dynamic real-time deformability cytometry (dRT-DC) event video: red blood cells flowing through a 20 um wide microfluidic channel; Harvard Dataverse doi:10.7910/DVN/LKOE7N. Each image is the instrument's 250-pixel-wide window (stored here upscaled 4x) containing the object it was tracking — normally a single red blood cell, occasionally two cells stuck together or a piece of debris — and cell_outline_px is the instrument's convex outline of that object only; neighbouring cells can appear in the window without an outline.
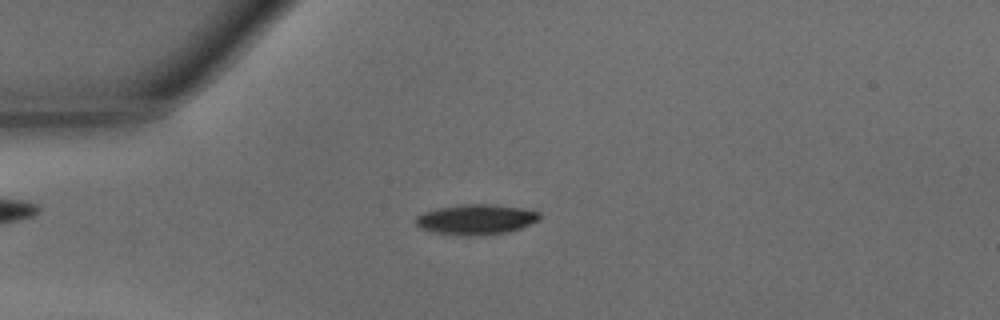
{"species": "common noctule bat (a hibernating species)", "species_latin": "Nyctalus noctula", "temperature_condition": "warm", "stored_images_in_passage": 43, "camera_frame_rate_fps": 3000, "um_per_image_px": 0.085, "animal": {"sex": "male", "body_mass_g": 15.6}, "frame": {"image": 1, "passage_image": 12, "time_ms": 3.667, "image_size_px": [1000, 320], "cell_outline_px": [[540, 220], [520, 228], [508, 232], [468, 236], [432, 232], [420, 228], [416, 224], [416, 216], [424, 212], [436, 208], [460, 204], [492, 204], [520, 208], [540, 212]], "centroid_in_image_um": [40.45, 18.64], "position_along_channel_um": 44.6, "area_um2": 21.79}}
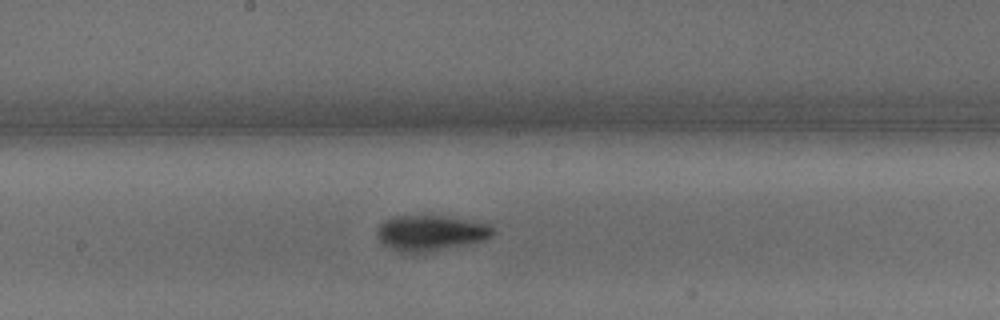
{"frame": {"image": 2, "passage_image": 25, "time_ms": 8.0, "image_size_px": [1000, 320], "cell_outline_px": [[496, 232], [492, 236], [484, 240], [468, 244], [428, 252], [404, 256], [380, 244], [376, 236], [376, 228], [384, 220], [396, 216], [444, 216], [488, 224], [496, 228]], "centroid_in_image_um": [36.53, 19.85], "position_along_channel_um": 211.7, "area_um2": 24.74}}
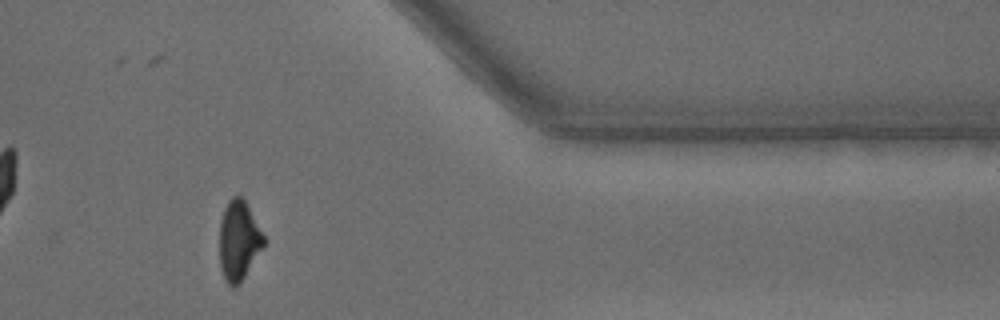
{"frame": {"image": 3, "passage_image": 39, "time_ms": 12.667, "image_size_px": [1000, 320], "cell_outline_px": [[264, 248], [240, 284], [232, 288], [228, 284], [220, 268], [220, 220], [224, 208], [228, 200], [232, 196], [240, 196], [244, 200], [264, 236]], "centroid_in_image_um": [20.29, 20.48], "position_along_channel_um": 391.1, "area_um2": 20.52}, "authors_computed_cell_mechanics": {"area_um2": 21.3282, "velocity_mm_per_s": 4.2998, "shape_relaxation_time_tau1_ms": 2.069, "shape_relaxation_time_tau2_ms": null, "deformation_change_tau1": 0.161, "deformation_change_tau2": null}}